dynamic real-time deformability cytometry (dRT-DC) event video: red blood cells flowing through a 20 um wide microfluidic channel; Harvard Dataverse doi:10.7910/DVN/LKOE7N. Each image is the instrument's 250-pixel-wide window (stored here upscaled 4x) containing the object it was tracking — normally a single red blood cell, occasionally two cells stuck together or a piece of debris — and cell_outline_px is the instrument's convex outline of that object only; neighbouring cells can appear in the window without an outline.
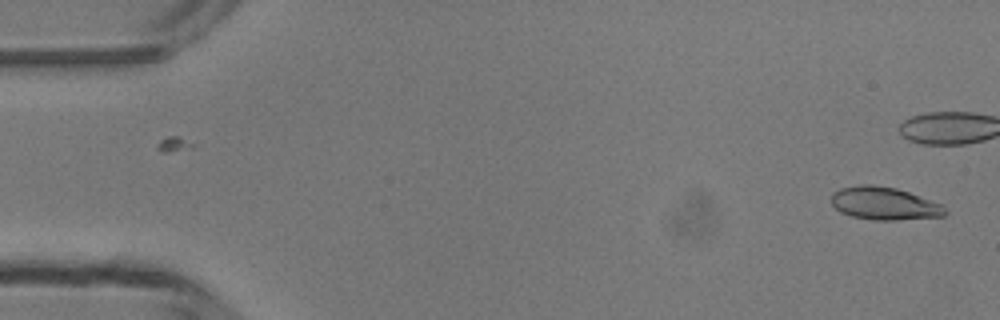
{"species": "common noctule bat (a hibernating species)", "species_latin": "Nyctalus noctula", "temperature_condition": "room temperature", "stored_images_in_passage": 9, "camera_frame_rate_fps": 3000, "um_per_image_px": 0.085, "animal": {"sex": "male", "body_mass_g": 13.3}, "frame": {"image": 1, "passage_image": 1, "time_ms": 0.0, "image_size_px": [1000, 320], "cell_outline_px": [[948, 212], [944, 216], [896, 220], [872, 220], [852, 216], [840, 212], [832, 204], [832, 192], [840, 188], [860, 184], [872, 184], [896, 188], [908, 192], [940, 204]], "centroid_in_image_um": [75.13, 17.29], "position_along_channel_um": 9.9, "area_um2": 21.68}}